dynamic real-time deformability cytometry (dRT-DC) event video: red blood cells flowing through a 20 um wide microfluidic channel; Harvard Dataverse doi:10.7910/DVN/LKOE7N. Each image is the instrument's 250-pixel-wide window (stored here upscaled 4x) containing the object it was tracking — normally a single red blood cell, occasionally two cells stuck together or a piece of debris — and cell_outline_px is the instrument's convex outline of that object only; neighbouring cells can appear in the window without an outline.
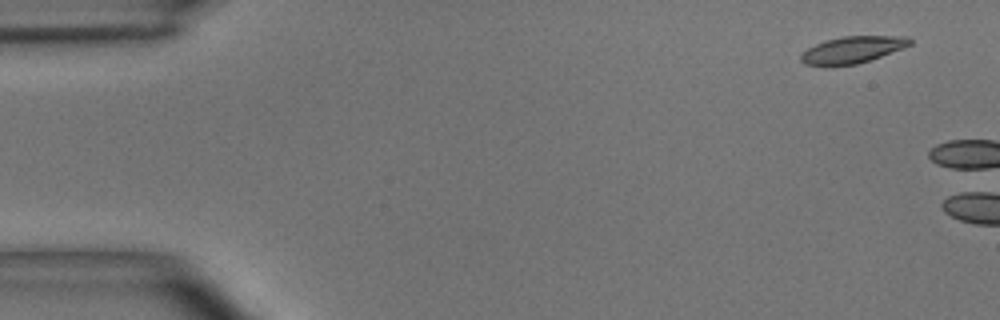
{"species": "common noctule bat (a hibernating species)", "species_latin": "Nyctalus noctula", "temperature_condition": "room temperature", "stored_images_in_passage": 3, "camera_frame_rate_fps": 3000, "um_per_image_px": 0.085, "animal": {"sex": "male", "body_mass_g": 15.6}, "frame": {"image": 1, "passage_image": 1, "time_ms": 0.0, "image_size_px": [1000, 320], "cell_outline_px": [[912, 44], [904, 48], [856, 64], [832, 68], [804, 64], [800, 60], [800, 56], [808, 48], [824, 40], [840, 36], [908, 36], [912, 40]], "centroid_in_image_um": [72.42, 4.25], "position_along_channel_um": 12.6, "area_um2": 17.4}}